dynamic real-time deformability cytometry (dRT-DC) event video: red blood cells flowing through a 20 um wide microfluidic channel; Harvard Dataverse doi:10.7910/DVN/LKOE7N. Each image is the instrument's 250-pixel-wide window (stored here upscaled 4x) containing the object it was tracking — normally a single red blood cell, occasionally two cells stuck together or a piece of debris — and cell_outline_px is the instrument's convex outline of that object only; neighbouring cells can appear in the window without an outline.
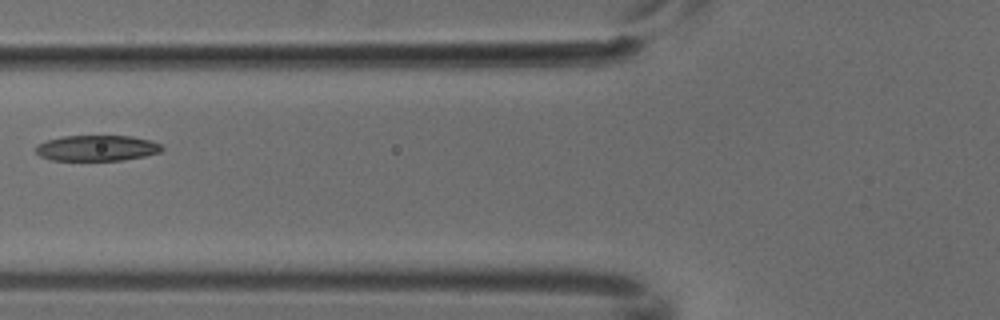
{"species": "common noctule bat (a hibernating species)", "species_latin": "Nyctalus noctula", "temperature_condition": "cold", "stored_images_in_passage": 6, "camera_frame_rate_fps": 3000, "um_per_image_px": 0.085, "animal": {"sex": "male", "body_mass_g": 18.8}, "frame": {"image": 1, "passage_image": 6, "time_ms": 1.667, "image_size_px": [1000, 320], "cell_outline_px": [[164, 148], [160, 152], [144, 156], [124, 160], [52, 160], [40, 156], [36, 152], [36, 144], [48, 140], [64, 136], [132, 136], [148, 140], [160, 144]], "centroid_in_image_um": [8.23, 12.59], "position_along_channel_um": 117.6, "area_um2": 18.79}}